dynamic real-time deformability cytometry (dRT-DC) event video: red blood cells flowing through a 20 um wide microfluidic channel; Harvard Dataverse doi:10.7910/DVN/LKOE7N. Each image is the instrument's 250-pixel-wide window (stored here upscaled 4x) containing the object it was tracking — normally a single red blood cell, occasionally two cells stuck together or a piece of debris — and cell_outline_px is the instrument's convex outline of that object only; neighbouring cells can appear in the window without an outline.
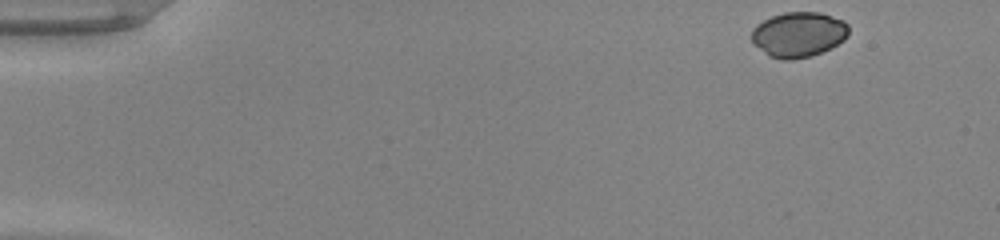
{"species": "common noctule bat (a hibernating species)", "species_latin": "Nyctalus noctula", "temperature_condition": "warm", "stored_images_in_passage": 48, "camera_frame_rate_fps": 3000, "um_per_image_px": 0.085, "animal": {"sex": "male", "body_mass_g": 20.0, "forearm_length_mm": 53.3}, "frame": {"image": 1, "passage_image": 1, "time_ms": 0.0, "image_size_px": [1000, 240], "cell_outline_px": [[848, 36], [844, 40], [812, 56], [792, 60], [784, 60], [768, 56], [752, 40], [752, 28], [756, 24], [772, 16], [784, 12], [820, 12], [844, 20], [848, 24]], "centroid_in_image_um": [67.88, 2.92], "position_along_channel_um": 17.1, "area_um2": 25.49}}
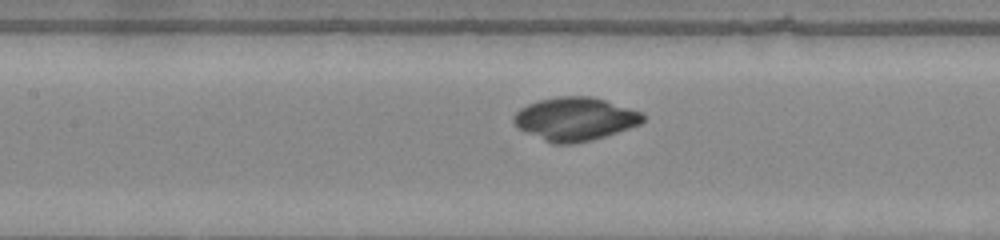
{"frame": {"image": 2, "passage_image": 21, "time_ms": 6.667, "image_size_px": [1000, 240], "cell_outline_px": [[644, 120], [640, 124], [592, 140], [572, 144], [552, 144], [524, 132], [516, 128], [512, 120], [512, 116], [520, 108], [536, 100], [560, 96], [592, 96], [644, 112]], "centroid_in_image_um": [48.83, 10.11], "position_along_channel_um": 158.6, "area_um2": 32.89}}
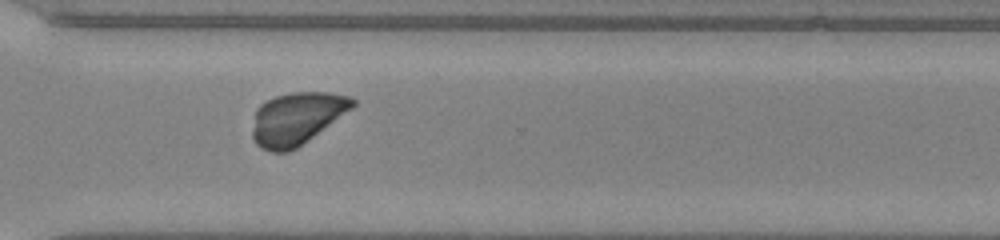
{"frame": {"image": 3, "passage_image": 35, "time_ms": 11.333, "image_size_px": [1000, 240], "cell_outline_px": [[356, 104], [352, 108], [296, 148], [288, 152], [272, 152], [260, 148], [256, 144], [252, 136], [252, 132], [256, 108], [260, 104], [276, 96], [292, 92], [328, 92], [348, 96], [356, 100]], "centroid_in_image_um": [25.19, 10.06], "position_along_channel_um": 345.4, "area_um2": 30.23}}